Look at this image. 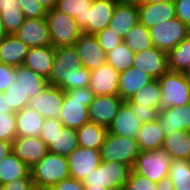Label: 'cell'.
Returning a JSON list of instances; mask_svg holds the SVG:
<instances>
[{"mask_svg":"<svg viewBox=\"0 0 190 190\" xmlns=\"http://www.w3.org/2000/svg\"><path fill=\"white\" fill-rule=\"evenodd\" d=\"M41 3L47 10L53 9L56 6L57 0H37Z\"/></svg>","mask_w":190,"mask_h":190,"instance_id":"55","label":"cell"},{"mask_svg":"<svg viewBox=\"0 0 190 190\" xmlns=\"http://www.w3.org/2000/svg\"><path fill=\"white\" fill-rule=\"evenodd\" d=\"M84 190H111L109 188L106 187H90V186H84Z\"/></svg>","mask_w":190,"mask_h":190,"instance_id":"57","label":"cell"},{"mask_svg":"<svg viewBox=\"0 0 190 190\" xmlns=\"http://www.w3.org/2000/svg\"><path fill=\"white\" fill-rule=\"evenodd\" d=\"M117 2L115 0H93L88 8L87 26L82 30L84 34L95 35L108 27L113 17Z\"/></svg>","mask_w":190,"mask_h":190,"instance_id":"17","label":"cell"},{"mask_svg":"<svg viewBox=\"0 0 190 190\" xmlns=\"http://www.w3.org/2000/svg\"><path fill=\"white\" fill-rule=\"evenodd\" d=\"M161 86V110L190 103V82L184 72L168 70L158 79Z\"/></svg>","mask_w":190,"mask_h":190,"instance_id":"6","label":"cell"},{"mask_svg":"<svg viewBox=\"0 0 190 190\" xmlns=\"http://www.w3.org/2000/svg\"><path fill=\"white\" fill-rule=\"evenodd\" d=\"M161 86L158 79L152 80L150 83L141 87L126 102L133 103L137 107H154L161 110Z\"/></svg>","mask_w":190,"mask_h":190,"instance_id":"30","label":"cell"},{"mask_svg":"<svg viewBox=\"0 0 190 190\" xmlns=\"http://www.w3.org/2000/svg\"><path fill=\"white\" fill-rule=\"evenodd\" d=\"M128 104L131 106L133 112L136 114L141 123L157 120L160 112L157 108L148 107V106L137 107L133 103H128Z\"/></svg>","mask_w":190,"mask_h":190,"instance_id":"47","label":"cell"},{"mask_svg":"<svg viewBox=\"0 0 190 190\" xmlns=\"http://www.w3.org/2000/svg\"><path fill=\"white\" fill-rule=\"evenodd\" d=\"M33 182L31 178H17L1 186V190H30Z\"/></svg>","mask_w":190,"mask_h":190,"instance_id":"49","label":"cell"},{"mask_svg":"<svg viewBox=\"0 0 190 190\" xmlns=\"http://www.w3.org/2000/svg\"><path fill=\"white\" fill-rule=\"evenodd\" d=\"M140 153L136 139L108 133L100 148L101 161L125 163L131 168Z\"/></svg>","mask_w":190,"mask_h":190,"instance_id":"7","label":"cell"},{"mask_svg":"<svg viewBox=\"0 0 190 190\" xmlns=\"http://www.w3.org/2000/svg\"><path fill=\"white\" fill-rule=\"evenodd\" d=\"M12 153V142L0 140V160Z\"/></svg>","mask_w":190,"mask_h":190,"instance_id":"52","label":"cell"},{"mask_svg":"<svg viewBox=\"0 0 190 190\" xmlns=\"http://www.w3.org/2000/svg\"><path fill=\"white\" fill-rule=\"evenodd\" d=\"M30 168L13 152L0 160V186L17 178H31Z\"/></svg>","mask_w":190,"mask_h":190,"instance_id":"31","label":"cell"},{"mask_svg":"<svg viewBox=\"0 0 190 190\" xmlns=\"http://www.w3.org/2000/svg\"><path fill=\"white\" fill-rule=\"evenodd\" d=\"M16 138L15 112L0 113V140L12 142Z\"/></svg>","mask_w":190,"mask_h":190,"instance_id":"41","label":"cell"},{"mask_svg":"<svg viewBox=\"0 0 190 190\" xmlns=\"http://www.w3.org/2000/svg\"><path fill=\"white\" fill-rule=\"evenodd\" d=\"M29 47L14 34L0 40V62L13 66H22Z\"/></svg>","mask_w":190,"mask_h":190,"instance_id":"26","label":"cell"},{"mask_svg":"<svg viewBox=\"0 0 190 190\" xmlns=\"http://www.w3.org/2000/svg\"><path fill=\"white\" fill-rule=\"evenodd\" d=\"M123 42L135 53L153 47L149 29L137 23L125 36Z\"/></svg>","mask_w":190,"mask_h":190,"instance_id":"37","label":"cell"},{"mask_svg":"<svg viewBox=\"0 0 190 190\" xmlns=\"http://www.w3.org/2000/svg\"><path fill=\"white\" fill-rule=\"evenodd\" d=\"M91 71L84 68L74 45L55 48L53 68L48 79L49 86L64 92L89 86Z\"/></svg>","mask_w":190,"mask_h":190,"instance_id":"1","label":"cell"},{"mask_svg":"<svg viewBox=\"0 0 190 190\" xmlns=\"http://www.w3.org/2000/svg\"><path fill=\"white\" fill-rule=\"evenodd\" d=\"M135 52L124 42L107 53V63L118 72L127 70L133 65Z\"/></svg>","mask_w":190,"mask_h":190,"instance_id":"38","label":"cell"},{"mask_svg":"<svg viewBox=\"0 0 190 190\" xmlns=\"http://www.w3.org/2000/svg\"><path fill=\"white\" fill-rule=\"evenodd\" d=\"M46 21L54 48L72 46L83 34L73 17L56 8L47 10Z\"/></svg>","mask_w":190,"mask_h":190,"instance_id":"4","label":"cell"},{"mask_svg":"<svg viewBox=\"0 0 190 190\" xmlns=\"http://www.w3.org/2000/svg\"><path fill=\"white\" fill-rule=\"evenodd\" d=\"M16 137H39L45 118L29 106L15 112Z\"/></svg>","mask_w":190,"mask_h":190,"instance_id":"25","label":"cell"},{"mask_svg":"<svg viewBox=\"0 0 190 190\" xmlns=\"http://www.w3.org/2000/svg\"><path fill=\"white\" fill-rule=\"evenodd\" d=\"M168 177L174 190H190V160L172 159Z\"/></svg>","mask_w":190,"mask_h":190,"instance_id":"36","label":"cell"},{"mask_svg":"<svg viewBox=\"0 0 190 190\" xmlns=\"http://www.w3.org/2000/svg\"><path fill=\"white\" fill-rule=\"evenodd\" d=\"M25 18H46L47 9L37 0H18Z\"/></svg>","mask_w":190,"mask_h":190,"instance_id":"44","label":"cell"},{"mask_svg":"<svg viewBox=\"0 0 190 190\" xmlns=\"http://www.w3.org/2000/svg\"><path fill=\"white\" fill-rule=\"evenodd\" d=\"M154 78L144 71L131 66L125 71L120 72L118 82V95L127 101L141 87L150 83Z\"/></svg>","mask_w":190,"mask_h":190,"instance_id":"23","label":"cell"},{"mask_svg":"<svg viewBox=\"0 0 190 190\" xmlns=\"http://www.w3.org/2000/svg\"><path fill=\"white\" fill-rule=\"evenodd\" d=\"M78 147L77 131L69 127H62L57 131L48 150L50 153L67 157Z\"/></svg>","mask_w":190,"mask_h":190,"instance_id":"32","label":"cell"},{"mask_svg":"<svg viewBox=\"0 0 190 190\" xmlns=\"http://www.w3.org/2000/svg\"><path fill=\"white\" fill-rule=\"evenodd\" d=\"M16 76L19 86L29 97L43 91L48 86V80L26 67H16Z\"/></svg>","mask_w":190,"mask_h":190,"instance_id":"33","label":"cell"},{"mask_svg":"<svg viewBox=\"0 0 190 190\" xmlns=\"http://www.w3.org/2000/svg\"><path fill=\"white\" fill-rule=\"evenodd\" d=\"M7 98L8 104L17 112L27 107L29 104V95L25 94L18 82L12 84L6 91L3 92Z\"/></svg>","mask_w":190,"mask_h":190,"instance_id":"39","label":"cell"},{"mask_svg":"<svg viewBox=\"0 0 190 190\" xmlns=\"http://www.w3.org/2000/svg\"><path fill=\"white\" fill-rule=\"evenodd\" d=\"M157 190H174L172 180L167 176L157 182Z\"/></svg>","mask_w":190,"mask_h":190,"instance_id":"54","label":"cell"},{"mask_svg":"<svg viewBox=\"0 0 190 190\" xmlns=\"http://www.w3.org/2000/svg\"><path fill=\"white\" fill-rule=\"evenodd\" d=\"M162 149L172 159L190 160V131L177 130L172 134L165 135Z\"/></svg>","mask_w":190,"mask_h":190,"instance_id":"27","label":"cell"},{"mask_svg":"<svg viewBox=\"0 0 190 190\" xmlns=\"http://www.w3.org/2000/svg\"><path fill=\"white\" fill-rule=\"evenodd\" d=\"M171 0H141V3H161V2H168Z\"/></svg>","mask_w":190,"mask_h":190,"instance_id":"59","label":"cell"},{"mask_svg":"<svg viewBox=\"0 0 190 190\" xmlns=\"http://www.w3.org/2000/svg\"><path fill=\"white\" fill-rule=\"evenodd\" d=\"M141 124L131 106L124 101L119 107L111 125L108 127V133L136 139Z\"/></svg>","mask_w":190,"mask_h":190,"instance_id":"21","label":"cell"},{"mask_svg":"<svg viewBox=\"0 0 190 190\" xmlns=\"http://www.w3.org/2000/svg\"><path fill=\"white\" fill-rule=\"evenodd\" d=\"M120 72L108 63L91 70L89 89L95 96L118 95Z\"/></svg>","mask_w":190,"mask_h":190,"instance_id":"15","label":"cell"},{"mask_svg":"<svg viewBox=\"0 0 190 190\" xmlns=\"http://www.w3.org/2000/svg\"><path fill=\"white\" fill-rule=\"evenodd\" d=\"M12 152L29 168L40 161L48 152V146L40 137H16L12 141Z\"/></svg>","mask_w":190,"mask_h":190,"instance_id":"18","label":"cell"},{"mask_svg":"<svg viewBox=\"0 0 190 190\" xmlns=\"http://www.w3.org/2000/svg\"><path fill=\"white\" fill-rule=\"evenodd\" d=\"M63 124L59 119L48 118L44 120L43 127L40 134V139L49 147L52 143L57 131L62 129Z\"/></svg>","mask_w":190,"mask_h":190,"instance_id":"45","label":"cell"},{"mask_svg":"<svg viewBox=\"0 0 190 190\" xmlns=\"http://www.w3.org/2000/svg\"><path fill=\"white\" fill-rule=\"evenodd\" d=\"M137 7L139 23L148 29L176 17L173 0L161 3H140Z\"/></svg>","mask_w":190,"mask_h":190,"instance_id":"20","label":"cell"},{"mask_svg":"<svg viewBox=\"0 0 190 190\" xmlns=\"http://www.w3.org/2000/svg\"><path fill=\"white\" fill-rule=\"evenodd\" d=\"M29 170L33 186L38 188L52 187L70 177L67 157L50 152Z\"/></svg>","mask_w":190,"mask_h":190,"instance_id":"3","label":"cell"},{"mask_svg":"<svg viewBox=\"0 0 190 190\" xmlns=\"http://www.w3.org/2000/svg\"><path fill=\"white\" fill-rule=\"evenodd\" d=\"M54 55L55 48L53 46L30 47L23 66L48 80L53 68Z\"/></svg>","mask_w":190,"mask_h":190,"instance_id":"22","label":"cell"},{"mask_svg":"<svg viewBox=\"0 0 190 190\" xmlns=\"http://www.w3.org/2000/svg\"><path fill=\"white\" fill-rule=\"evenodd\" d=\"M93 0H57L55 8L73 17L83 30L87 26L88 8Z\"/></svg>","mask_w":190,"mask_h":190,"instance_id":"34","label":"cell"},{"mask_svg":"<svg viewBox=\"0 0 190 190\" xmlns=\"http://www.w3.org/2000/svg\"><path fill=\"white\" fill-rule=\"evenodd\" d=\"M0 18L7 35L14 34L25 21V16L20 8L18 11H2Z\"/></svg>","mask_w":190,"mask_h":190,"instance_id":"40","label":"cell"},{"mask_svg":"<svg viewBox=\"0 0 190 190\" xmlns=\"http://www.w3.org/2000/svg\"><path fill=\"white\" fill-rule=\"evenodd\" d=\"M137 23H139L137 5L117 3L108 27L124 39Z\"/></svg>","mask_w":190,"mask_h":190,"instance_id":"24","label":"cell"},{"mask_svg":"<svg viewBox=\"0 0 190 190\" xmlns=\"http://www.w3.org/2000/svg\"><path fill=\"white\" fill-rule=\"evenodd\" d=\"M123 102L119 95L95 96L88 106L90 122L108 128Z\"/></svg>","mask_w":190,"mask_h":190,"instance_id":"13","label":"cell"},{"mask_svg":"<svg viewBox=\"0 0 190 190\" xmlns=\"http://www.w3.org/2000/svg\"><path fill=\"white\" fill-rule=\"evenodd\" d=\"M190 67V34L168 52V68L184 72Z\"/></svg>","mask_w":190,"mask_h":190,"instance_id":"35","label":"cell"},{"mask_svg":"<svg viewBox=\"0 0 190 190\" xmlns=\"http://www.w3.org/2000/svg\"><path fill=\"white\" fill-rule=\"evenodd\" d=\"M7 34L4 30V27H3V23H2V20L0 18V40L5 37Z\"/></svg>","mask_w":190,"mask_h":190,"instance_id":"58","label":"cell"},{"mask_svg":"<svg viewBox=\"0 0 190 190\" xmlns=\"http://www.w3.org/2000/svg\"><path fill=\"white\" fill-rule=\"evenodd\" d=\"M70 177L82 181L101 163L100 151L77 147L67 156Z\"/></svg>","mask_w":190,"mask_h":190,"instance_id":"10","label":"cell"},{"mask_svg":"<svg viewBox=\"0 0 190 190\" xmlns=\"http://www.w3.org/2000/svg\"><path fill=\"white\" fill-rule=\"evenodd\" d=\"M74 46L84 68L91 71L107 63V53L101 48L94 35L83 33Z\"/></svg>","mask_w":190,"mask_h":190,"instance_id":"16","label":"cell"},{"mask_svg":"<svg viewBox=\"0 0 190 190\" xmlns=\"http://www.w3.org/2000/svg\"><path fill=\"white\" fill-rule=\"evenodd\" d=\"M176 18L190 28V0H173Z\"/></svg>","mask_w":190,"mask_h":190,"instance_id":"48","label":"cell"},{"mask_svg":"<svg viewBox=\"0 0 190 190\" xmlns=\"http://www.w3.org/2000/svg\"><path fill=\"white\" fill-rule=\"evenodd\" d=\"M18 8H20L18 0H0V12L18 11Z\"/></svg>","mask_w":190,"mask_h":190,"instance_id":"51","label":"cell"},{"mask_svg":"<svg viewBox=\"0 0 190 190\" xmlns=\"http://www.w3.org/2000/svg\"><path fill=\"white\" fill-rule=\"evenodd\" d=\"M14 35L29 48L52 46L46 18H25Z\"/></svg>","mask_w":190,"mask_h":190,"instance_id":"12","label":"cell"},{"mask_svg":"<svg viewBox=\"0 0 190 190\" xmlns=\"http://www.w3.org/2000/svg\"><path fill=\"white\" fill-rule=\"evenodd\" d=\"M38 190H53L51 187H47V188H38Z\"/></svg>","mask_w":190,"mask_h":190,"instance_id":"61","label":"cell"},{"mask_svg":"<svg viewBox=\"0 0 190 190\" xmlns=\"http://www.w3.org/2000/svg\"><path fill=\"white\" fill-rule=\"evenodd\" d=\"M186 79L190 82V67L184 71Z\"/></svg>","mask_w":190,"mask_h":190,"instance_id":"60","label":"cell"},{"mask_svg":"<svg viewBox=\"0 0 190 190\" xmlns=\"http://www.w3.org/2000/svg\"><path fill=\"white\" fill-rule=\"evenodd\" d=\"M63 100L64 91L48 85L43 91L30 97L28 106L36 109L45 119H58Z\"/></svg>","mask_w":190,"mask_h":190,"instance_id":"11","label":"cell"},{"mask_svg":"<svg viewBox=\"0 0 190 190\" xmlns=\"http://www.w3.org/2000/svg\"><path fill=\"white\" fill-rule=\"evenodd\" d=\"M78 146L100 151L102 144L108 134V128L87 122L77 130Z\"/></svg>","mask_w":190,"mask_h":190,"instance_id":"29","label":"cell"},{"mask_svg":"<svg viewBox=\"0 0 190 190\" xmlns=\"http://www.w3.org/2000/svg\"><path fill=\"white\" fill-rule=\"evenodd\" d=\"M30 190H38V187H33V188L30 189Z\"/></svg>","mask_w":190,"mask_h":190,"instance_id":"62","label":"cell"},{"mask_svg":"<svg viewBox=\"0 0 190 190\" xmlns=\"http://www.w3.org/2000/svg\"><path fill=\"white\" fill-rule=\"evenodd\" d=\"M154 47L168 53L190 34V28L178 18H172L149 28Z\"/></svg>","mask_w":190,"mask_h":190,"instance_id":"9","label":"cell"},{"mask_svg":"<svg viewBox=\"0 0 190 190\" xmlns=\"http://www.w3.org/2000/svg\"><path fill=\"white\" fill-rule=\"evenodd\" d=\"M157 122L165 135L177 130L190 131V103L160 110Z\"/></svg>","mask_w":190,"mask_h":190,"instance_id":"19","label":"cell"},{"mask_svg":"<svg viewBox=\"0 0 190 190\" xmlns=\"http://www.w3.org/2000/svg\"><path fill=\"white\" fill-rule=\"evenodd\" d=\"M17 81L16 67L0 62V92L6 91Z\"/></svg>","mask_w":190,"mask_h":190,"instance_id":"46","label":"cell"},{"mask_svg":"<svg viewBox=\"0 0 190 190\" xmlns=\"http://www.w3.org/2000/svg\"><path fill=\"white\" fill-rule=\"evenodd\" d=\"M132 66L144 71L154 79H159L169 70L168 53L154 46L144 51L136 52Z\"/></svg>","mask_w":190,"mask_h":190,"instance_id":"14","label":"cell"},{"mask_svg":"<svg viewBox=\"0 0 190 190\" xmlns=\"http://www.w3.org/2000/svg\"><path fill=\"white\" fill-rule=\"evenodd\" d=\"M131 170L132 168L125 163L101 161L100 165L83 180V185L123 190Z\"/></svg>","mask_w":190,"mask_h":190,"instance_id":"5","label":"cell"},{"mask_svg":"<svg viewBox=\"0 0 190 190\" xmlns=\"http://www.w3.org/2000/svg\"><path fill=\"white\" fill-rule=\"evenodd\" d=\"M101 48L108 53L123 42V39L109 27L94 35Z\"/></svg>","mask_w":190,"mask_h":190,"instance_id":"42","label":"cell"},{"mask_svg":"<svg viewBox=\"0 0 190 190\" xmlns=\"http://www.w3.org/2000/svg\"><path fill=\"white\" fill-rule=\"evenodd\" d=\"M15 112L8 104L7 98L3 92H0V113H11Z\"/></svg>","mask_w":190,"mask_h":190,"instance_id":"53","label":"cell"},{"mask_svg":"<svg viewBox=\"0 0 190 190\" xmlns=\"http://www.w3.org/2000/svg\"><path fill=\"white\" fill-rule=\"evenodd\" d=\"M123 190H157V182L151 181L131 170Z\"/></svg>","mask_w":190,"mask_h":190,"instance_id":"43","label":"cell"},{"mask_svg":"<svg viewBox=\"0 0 190 190\" xmlns=\"http://www.w3.org/2000/svg\"><path fill=\"white\" fill-rule=\"evenodd\" d=\"M95 95L89 87L71 89L64 92V100L58 119L64 127L77 130L90 121L88 106Z\"/></svg>","mask_w":190,"mask_h":190,"instance_id":"2","label":"cell"},{"mask_svg":"<svg viewBox=\"0 0 190 190\" xmlns=\"http://www.w3.org/2000/svg\"><path fill=\"white\" fill-rule=\"evenodd\" d=\"M172 157L162 148L140 151L132 170L151 181L159 182L169 174Z\"/></svg>","mask_w":190,"mask_h":190,"instance_id":"8","label":"cell"},{"mask_svg":"<svg viewBox=\"0 0 190 190\" xmlns=\"http://www.w3.org/2000/svg\"><path fill=\"white\" fill-rule=\"evenodd\" d=\"M165 133L160 128L157 120L141 124L136 138L140 151H150L162 148Z\"/></svg>","mask_w":190,"mask_h":190,"instance_id":"28","label":"cell"},{"mask_svg":"<svg viewBox=\"0 0 190 190\" xmlns=\"http://www.w3.org/2000/svg\"><path fill=\"white\" fill-rule=\"evenodd\" d=\"M53 190H84L82 181L74 178H67L51 187Z\"/></svg>","mask_w":190,"mask_h":190,"instance_id":"50","label":"cell"},{"mask_svg":"<svg viewBox=\"0 0 190 190\" xmlns=\"http://www.w3.org/2000/svg\"><path fill=\"white\" fill-rule=\"evenodd\" d=\"M117 3L120 4H134L138 5L141 3V0H115Z\"/></svg>","mask_w":190,"mask_h":190,"instance_id":"56","label":"cell"}]
</instances>
